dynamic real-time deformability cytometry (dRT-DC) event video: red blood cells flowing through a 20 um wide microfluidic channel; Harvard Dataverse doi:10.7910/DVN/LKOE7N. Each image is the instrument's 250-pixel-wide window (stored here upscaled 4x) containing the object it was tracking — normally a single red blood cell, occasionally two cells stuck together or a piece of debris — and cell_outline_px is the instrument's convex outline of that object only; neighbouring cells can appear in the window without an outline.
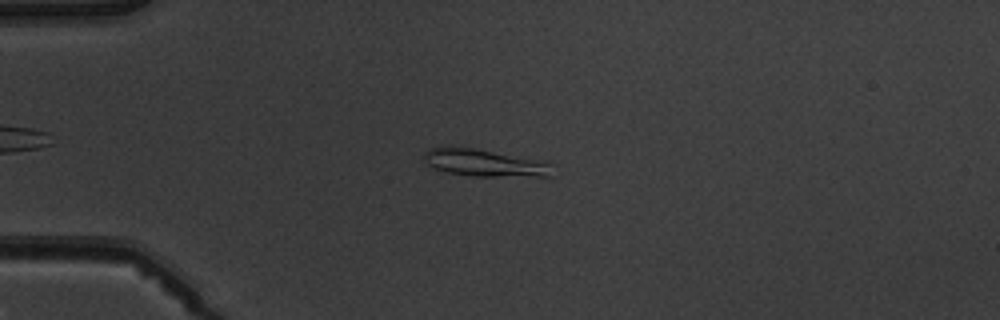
{"species": "common noctule bat (a hibernating species)", "species_latin": "Nyctalus noctula", "temperature_condition": "warm", "stored_images_in_passage": 6, "camera_frame_rate_fps": 3000, "um_per_image_px": 0.085, "animal": {"sex": "male", "body_mass_g": 19.5, "forearm_length_mm": 54.6}, "frame": {"image": 1, "passage_image": 4, "time_ms": 3.667, "image_size_px": [1000, 320], "cell_outline_px": [[552, 176], [472, 176], [448, 172], [436, 168], [428, 164], [424, 160], [424, 152], [432, 148], [448, 144], [548, 160], [552, 164]], "centroid_in_image_um": [41.23, 13.81], "position_along_channel_um": 43.8, "area_um2": 20.87}}
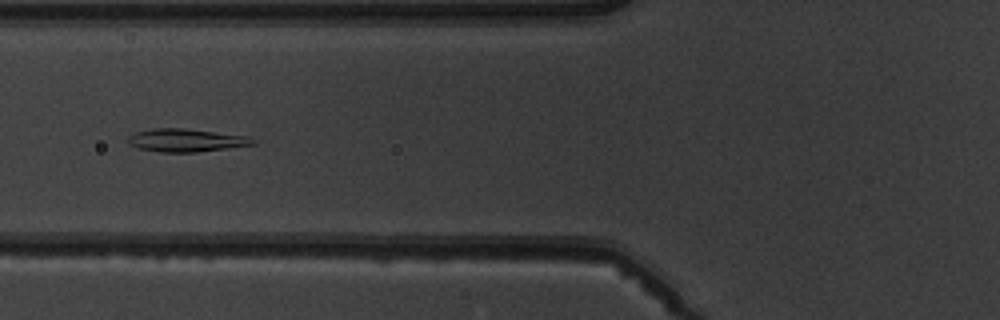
{"frame": {"image": 2, "passage_image": 6, "time_ms": 6.0, "image_size_px": [1000, 320], "cell_outline_px": [[256, 144], [196, 152], [160, 152], [136, 148], [128, 144], [124, 140], [128, 136], [136, 132], [152, 128], [184, 128], [248, 136], [256, 140]], "centroid_in_image_um": [15.75, 11.92], "position_along_channel_um": 110.0, "area_um2": 16.88}}